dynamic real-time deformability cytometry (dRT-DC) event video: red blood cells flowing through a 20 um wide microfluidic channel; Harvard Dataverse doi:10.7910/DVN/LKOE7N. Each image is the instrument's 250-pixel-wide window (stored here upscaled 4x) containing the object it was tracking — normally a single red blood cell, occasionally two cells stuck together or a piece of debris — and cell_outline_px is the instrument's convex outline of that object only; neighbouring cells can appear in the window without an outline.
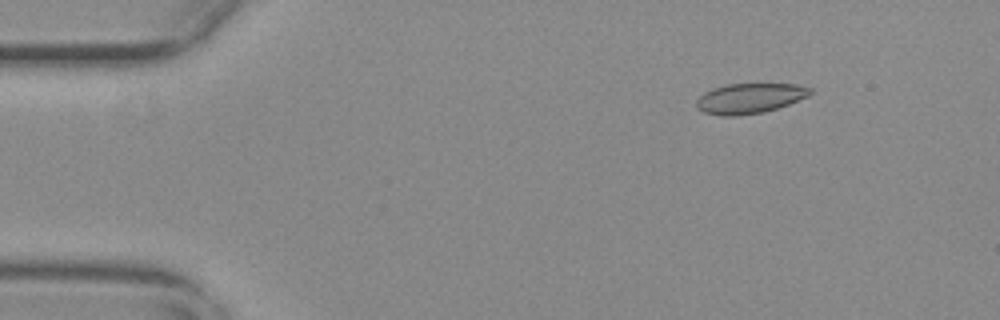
{"species": "common noctule bat (a hibernating species)", "species_latin": "Nyctalus noctula", "temperature_condition": "warm", "stored_images_in_passage": 55, "camera_frame_rate_fps": 3000, "um_per_image_px": 0.085, "animal": {"sex": "female", "body_mass_g": 29.2, "forearm_length_mm": 56.3}, "frame": {"image": 1, "passage_image": 7, "time_ms": 2.0, "image_size_px": [1000, 320], "cell_outline_px": [[812, 92], [808, 96], [788, 104], [764, 112], [732, 116], [724, 116], [704, 112], [696, 108], [696, 100], [704, 92], [712, 88], [724, 84], [796, 84], [812, 88]], "centroid_in_image_um": [63.7, 8.35], "position_along_channel_um": 21.3, "area_um2": 19.94}}
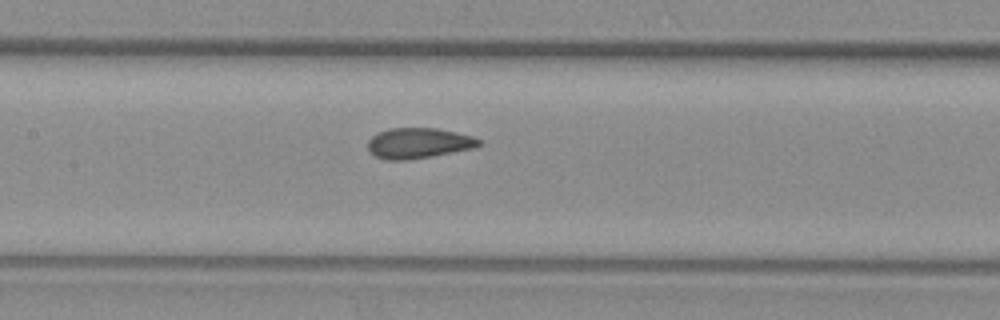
{"frame": {"image": 2, "passage_image": 26, "time_ms": 8.333, "image_size_px": [1000, 320], "cell_outline_px": [[484, 144], [472, 148], [432, 156], [408, 160], [388, 160], [376, 156], [368, 148], [368, 140], [372, 136], [388, 128], [436, 128], [472, 136], [484, 140]], "centroid_in_image_um": [35.61, 12.16], "position_along_channel_um": 171.8, "area_um2": 19.65}}
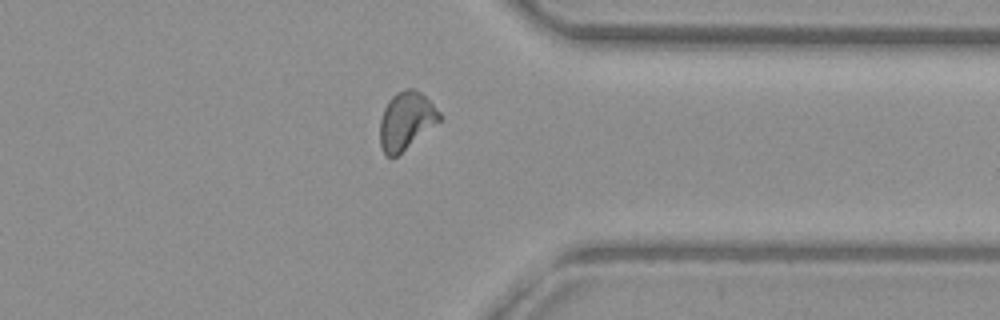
{"frame": {"image": 3, "passage_image": 43, "time_ms": 14.0, "image_size_px": [1000, 320], "cell_outline_px": [[444, 116], [440, 120], [396, 156], [388, 156], [384, 152], [380, 144], [380, 120], [384, 108], [388, 100], [396, 92], [404, 88], [416, 88]], "centroid_in_image_um": [34.51, 10.21], "position_along_channel_um": 376.9, "area_um2": 19.71}}